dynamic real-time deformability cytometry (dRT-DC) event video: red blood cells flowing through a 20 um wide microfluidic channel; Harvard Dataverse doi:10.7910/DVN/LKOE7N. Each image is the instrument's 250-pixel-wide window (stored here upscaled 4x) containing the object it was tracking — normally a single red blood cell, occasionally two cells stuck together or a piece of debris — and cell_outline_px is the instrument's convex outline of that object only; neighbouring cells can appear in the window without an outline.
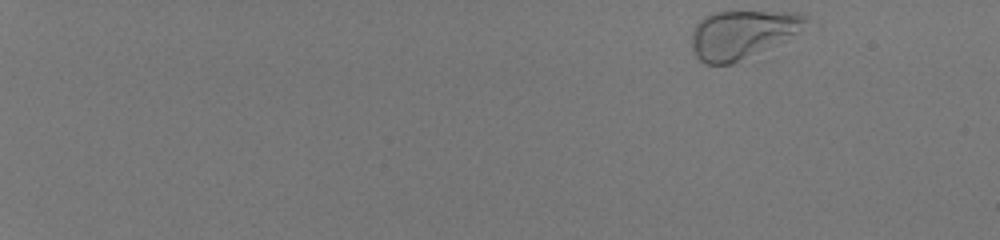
{"species": "human", "species_latin": "Homo sapiens", "temperature_condition": "room temperature", "stored_images_in_passage": 22, "camera_frame_rate_fps": 3000, "um_per_image_px": 0.085, "donor": {"sex": "male"}, "frame": {"image": 1, "passage_image": 1, "time_ms": 0.0, "image_size_px": [1000, 240], "cell_outline_px": [[812, 24], [808, 28], [800, 32], [732, 64], [704, 64], [696, 56], [692, 48], [692, 32], [696, 24], [704, 16], [712, 12], [800, 12], [808, 16]], "centroid_in_image_um": [63.14, 2.89], "position_along_channel_um": 21.9, "area_um2": 32.19}}
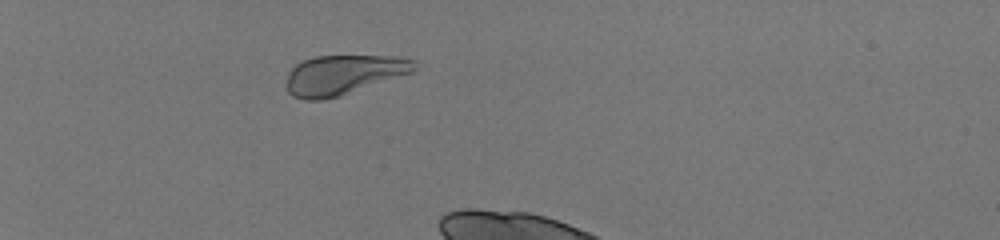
{"frame": {"image": 2, "passage_image": 15, "time_ms": 4.667, "image_size_px": [1000, 240], "cell_outline_px": [[416, 68], [412, 72], [340, 96], [320, 100], [304, 100], [292, 96], [288, 92], [288, 72], [296, 64], [304, 60], [316, 56], [400, 56], [416, 60]], "centroid_in_image_um": [29.2, 6.35], "position_along_channel_um": 55.8, "area_um2": 29.42}}